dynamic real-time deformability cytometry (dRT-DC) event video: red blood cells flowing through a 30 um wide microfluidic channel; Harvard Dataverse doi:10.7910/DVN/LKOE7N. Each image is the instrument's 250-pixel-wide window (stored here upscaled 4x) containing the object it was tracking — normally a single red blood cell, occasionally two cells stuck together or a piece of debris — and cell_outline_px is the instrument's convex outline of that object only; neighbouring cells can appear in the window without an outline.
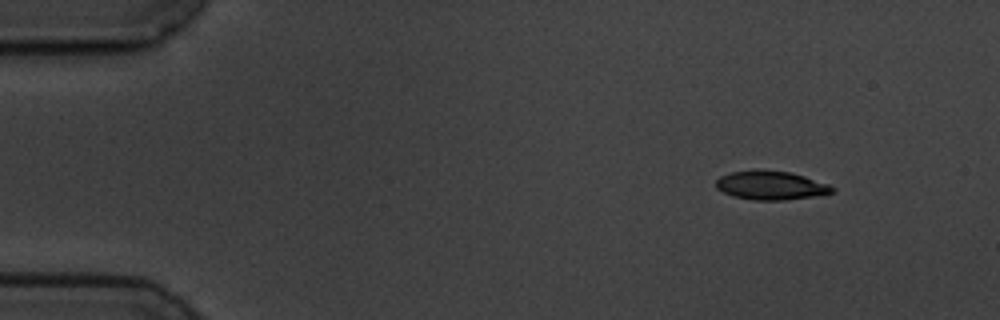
{"species": "common noctule bat (a hibernating species)", "species_latin": "Nyctalus noctula", "temperature_condition": "cold", "stored_images_in_passage": 5, "camera_frame_rate_fps": 3000, "um_per_image_px": 0.085, "animal": {"sex": "male", "body_mass_g": 19.5, "forearm_length_mm": 54.6}, "frame": {"image": 1, "passage_image": 1, "time_ms": 0.0, "image_size_px": [1000, 320], "cell_outline_px": [[836, 192], [812, 196], [784, 200], [752, 200], [732, 196], [716, 188], [716, 180], [720, 176], [732, 172], [752, 168], [792, 172], [828, 184], [836, 188]], "centroid_in_image_um": [65.51, 15.74], "position_along_channel_um": 19.5, "area_um2": 19.77}}
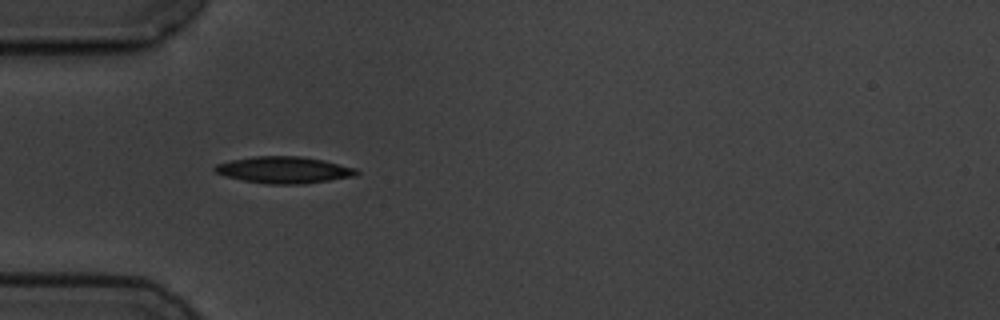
{"frame": {"image": 2, "passage_image": 4, "time_ms": 3.667, "image_size_px": [1000, 320], "cell_outline_px": [[360, 172], [356, 176], [300, 184], [268, 184], [244, 180], [224, 176], [216, 172], [212, 168], [216, 164], [232, 160], [252, 156], [304, 156], [324, 160], [356, 168]], "centroid_in_image_um": [24.14, 14.43], "position_along_channel_um": 60.9, "area_um2": 22.02}}
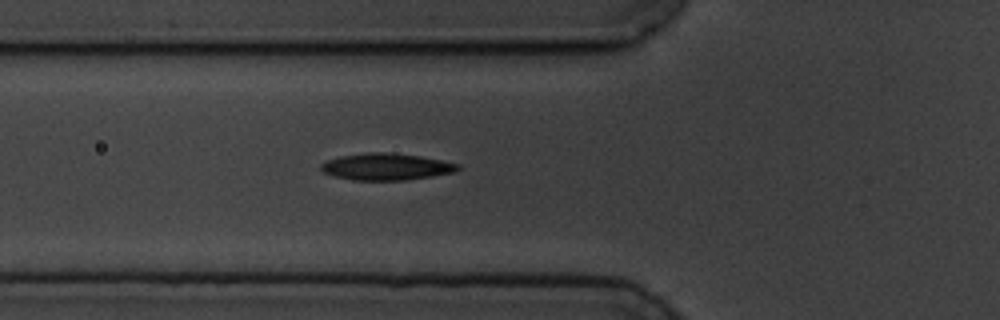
{"frame": {"image": 3, "passage_image": 5, "time_ms": 4.667, "image_size_px": [1000, 320], "cell_outline_px": [[460, 168], [456, 172], [408, 180], [352, 180], [332, 176], [324, 172], [320, 168], [320, 164], [328, 160], [340, 156], [368, 152], [384, 152], [420, 156], [460, 164]], "centroid_in_image_um": [32.83, 14.18], "position_along_channel_um": 93.0, "area_um2": 21.39}}